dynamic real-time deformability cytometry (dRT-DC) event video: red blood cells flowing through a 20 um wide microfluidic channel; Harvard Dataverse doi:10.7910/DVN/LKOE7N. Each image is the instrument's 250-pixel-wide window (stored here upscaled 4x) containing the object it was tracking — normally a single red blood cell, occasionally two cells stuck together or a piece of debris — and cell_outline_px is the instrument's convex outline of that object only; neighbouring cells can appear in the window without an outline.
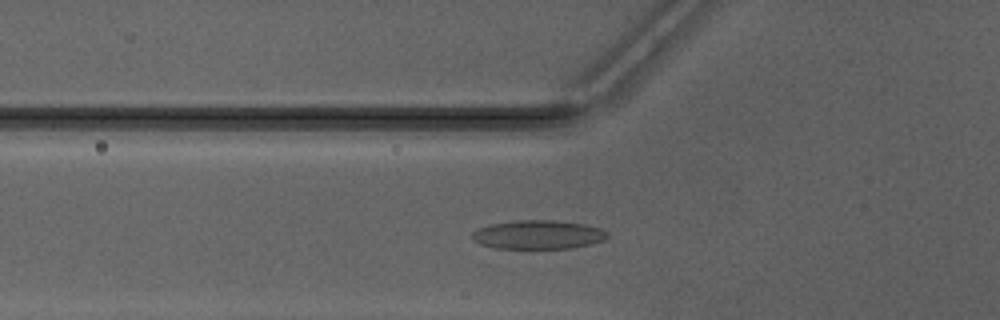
{"species": "Egyptian fruit bat (a non-hibernating species)", "species_latin": "Rousettus aegyptiacus", "temperature_condition": "warm", "stored_images_in_passage": 43, "camera_frame_rate_fps": 3000, "um_per_image_px": 0.085, "animal": {"sex": "male"}, "frame": {"image": 1, "passage_image": 12, "time_ms": 3.667, "image_size_px": [1000, 320], "cell_outline_px": [[608, 236], [604, 240], [592, 244], [572, 248], [492, 248], [480, 244], [472, 240], [472, 232], [488, 224], [516, 220], [556, 220], [584, 224], [600, 228], [608, 232]], "centroid_in_image_um": [45.73, 19.94], "position_along_channel_um": 80.1, "area_um2": 22.89}}
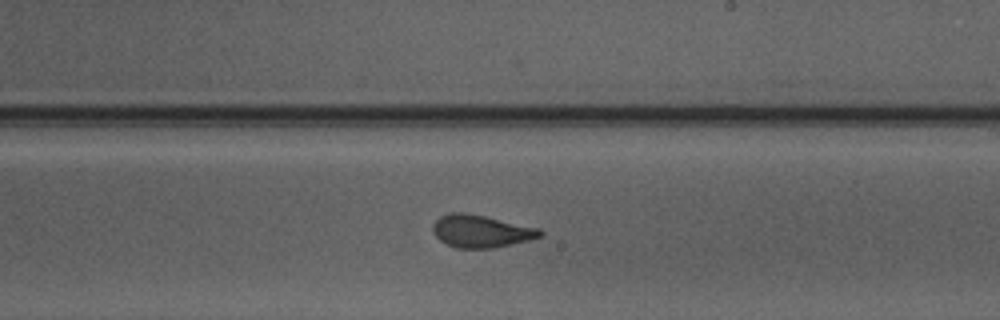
{"frame": {"image": 2, "passage_image": 24, "time_ms": 7.667, "image_size_px": [1000, 320], "cell_outline_px": [[544, 236], [528, 240], [492, 248], [456, 248], [440, 240], [432, 232], [432, 224], [440, 216], [448, 212], [464, 212], [484, 216], [540, 228], [544, 232]], "centroid_in_image_um": [40.88, 19.64], "position_along_channel_um": 248.1, "area_um2": 20.35}}
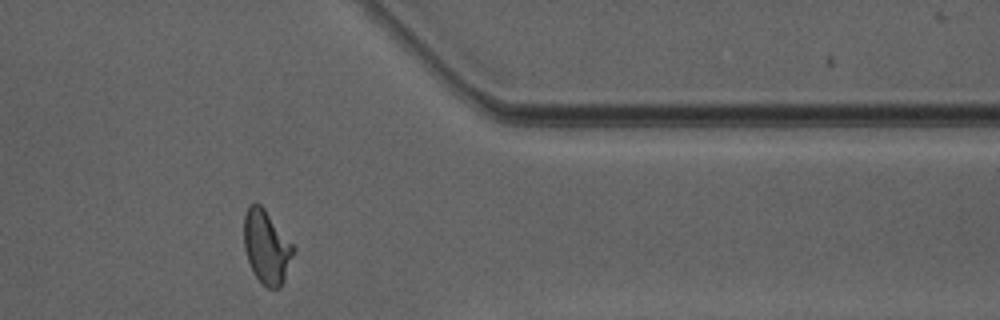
{"frame": {"image": 3, "passage_image": 35, "time_ms": 11.333, "image_size_px": [1000, 320], "cell_outline_px": [[296, 248], [284, 280], [280, 288], [268, 288], [252, 272], [244, 248], [244, 216], [248, 204], [256, 200], [264, 208]], "centroid_in_image_um": [22.65, 20.96], "position_along_channel_um": 388.8, "area_um2": 21.21}, "authors_computed_cell_mechanics": {"area_um2": 20.6346, "velocity_mm_per_s": 4.1848, "shape_relaxation_time_tau1_ms": 7.9899, "shape_relaxation_time_tau2_ms": 0.7993, "deformation_change_tau1": 0.2258, "deformation_change_tau2": 0.0773}}